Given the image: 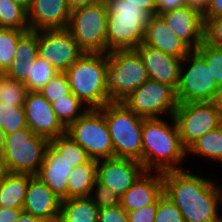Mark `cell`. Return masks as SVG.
Returning <instances> with one entry per match:
<instances>
[{"instance_id": "cell-1", "label": "cell", "mask_w": 222, "mask_h": 222, "mask_svg": "<svg viewBox=\"0 0 222 222\" xmlns=\"http://www.w3.org/2000/svg\"><path fill=\"white\" fill-rule=\"evenodd\" d=\"M164 194L181 211L185 222H220L222 188L187 169L163 173Z\"/></svg>"}, {"instance_id": "cell-2", "label": "cell", "mask_w": 222, "mask_h": 222, "mask_svg": "<svg viewBox=\"0 0 222 222\" xmlns=\"http://www.w3.org/2000/svg\"><path fill=\"white\" fill-rule=\"evenodd\" d=\"M170 119L171 124L161 117L143 121L142 164L145 171L183 170L179 166L187 156V149L181 142L174 116Z\"/></svg>"}, {"instance_id": "cell-3", "label": "cell", "mask_w": 222, "mask_h": 222, "mask_svg": "<svg viewBox=\"0 0 222 222\" xmlns=\"http://www.w3.org/2000/svg\"><path fill=\"white\" fill-rule=\"evenodd\" d=\"M107 53H83L66 71L71 92L88 107L110 103L106 87Z\"/></svg>"}, {"instance_id": "cell-4", "label": "cell", "mask_w": 222, "mask_h": 222, "mask_svg": "<svg viewBox=\"0 0 222 222\" xmlns=\"http://www.w3.org/2000/svg\"><path fill=\"white\" fill-rule=\"evenodd\" d=\"M107 5V53L135 50L143 43L151 14L126 0H104Z\"/></svg>"}, {"instance_id": "cell-5", "label": "cell", "mask_w": 222, "mask_h": 222, "mask_svg": "<svg viewBox=\"0 0 222 222\" xmlns=\"http://www.w3.org/2000/svg\"><path fill=\"white\" fill-rule=\"evenodd\" d=\"M107 122L114 147V157L130 158L142 163V128L145 118L122 102H110L100 108Z\"/></svg>"}, {"instance_id": "cell-6", "label": "cell", "mask_w": 222, "mask_h": 222, "mask_svg": "<svg viewBox=\"0 0 222 222\" xmlns=\"http://www.w3.org/2000/svg\"><path fill=\"white\" fill-rule=\"evenodd\" d=\"M107 60L106 87L110 102H122L149 79L136 50L108 52Z\"/></svg>"}, {"instance_id": "cell-7", "label": "cell", "mask_w": 222, "mask_h": 222, "mask_svg": "<svg viewBox=\"0 0 222 222\" xmlns=\"http://www.w3.org/2000/svg\"><path fill=\"white\" fill-rule=\"evenodd\" d=\"M49 140L23 128L6 135L2 157L9 173L35 176L43 163Z\"/></svg>"}, {"instance_id": "cell-8", "label": "cell", "mask_w": 222, "mask_h": 222, "mask_svg": "<svg viewBox=\"0 0 222 222\" xmlns=\"http://www.w3.org/2000/svg\"><path fill=\"white\" fill-rule=\"evenodd\" d=\"M107 18L104 0L71 11L68 29L84 53H107Z\"/></svg>"}, {"instance_id": "cell-9", "label": "cell", "mask_w": 222, "mask_h": 222, "mask_svg": "<svg viewBox=\"0 0 222 222\" xmlns=\"http://www.w3.org/2000/svg\"><path fill=\"white\" fill-rule=\"evenodd\" d=\"M66 134L86 151L90 159L98 161L114 157V147L101 109H88L66 129Z\"/></svg>"}, {"instance_id": "cell-10", "label": "cell", "mask_w": 222, "mask_h": 222, "mask_svg": "<svg viewBox=\"0 0 222 222\" xmlns=\"http://www.w3.org/2000/svg\"><path fill=\"white\" fill-rule=\"evenodd\" d=\"M185 65H188L187 69ZM218 89L205 60L192 50L182 59L179 85L176 90L177 102L212 101Z\"/></svg>"}, {"instance_id": "cell-11", "label": "cell", "mask_w": 222, "mask_h": 222, "mask_svg": "<svg viewBox=\"0 0 222 222\" xmlns=\"http://www.w3.org/2000/svg\"><path fill=\"white\" fill-rule=\"evenodd\" d=\"M122 103L145 119L174 116L178 102L176 91L169 85L148 79ZM160 115V116H159Z\"/></svg>"}, {"instance_id": "cell-12", "label": "cell", "mask_w": 222, "mask_h": 222, "mask_svg": "<svg viewBox=\"0 0 222 222\" xmlns=\"http://www.w3.org/2000/svg\"><path fill=\"white\" fill-rule=\"evenodd\" d=\"M174 118L186 149L221 123V117L212 101L178 103Z\"/></svg>"}, {"instance_id": "cell-13", "label": "cell", "mask_w": 222, "mask_h": 222, "mask_svg": "<svg viewBox=\"0 0 222 222\" xmlns=\"http://www.w3.org/2000/svg\"><path fill=\"white\" fill-rule=\"evenodd\" d=\"M83 53L68 28L38 31L37 55L59 72H65Z\"/></svg>"}, {"instance_id": "cell-14", "label": "cell", "mask_w": 222, "mask_h": 222, "mask_svg": "<svg viewBox=\"0 0 222 222\" xmlns=\"http://www.w3.org/2000/svg\"><path fill=\"white\" fill-rule=\"evenodd\" d=\"M144 172L138 160L112 157L97 161L96 179L121 197Z\"/></svg>"}, {"instance_id": "cell-15", "label": "cell", "mask_w": 222, "mask_h": 222, "mask_svg": "<svg viewBox=\"0 0 222 222\" xmlns=\"http://www.w3.org/2000/svg\"><path fill=\"white\" fill-rule=\"evenodd\" d=\"M27 127L48 140L66 134V128L58 120L51 103L39 92L29 91L23 105Z\"/></svg>"}, {"instance_id": "cell-16", "label": "cell", "mask_w": 222, "mask_h": 222, "mask_svg": "<svg viewBox=\"0 0 222 222\" xmlns=\"http://www.w3.org/2000/svg\"><path fill=\"white\" fill-rule=\"evenodd\" d=\"M141 56L150 80L172 87L179 85L182 59L141 44L135 49Z\"/></svg>"}, {"instance_id": "cell-17", "label": "cell", "mask_w": 222, "mask_h": 222, "mask_svg": "<svg viewBox=\"0 0 222 222\" xmlns=\"http://www.w3.org/2000/svg\"><path fill=\"white\" fill-rule=\"evenodd\" d=\"M166 25L192 50H196L204 41L203 16L188 6L159 15Z\"/></svg>"}, {"instance_id": "cell-18", "label": "cell", "mask_w": 222, "mask_h": 222, "mask_svg": "<svg viewBox=\"0 0 222 222\" xmlns=\"http://www.w3.org/2000/svg\"><path fill=\"white\" fill-rule=\"evenodd\" d=\"M62 199L36 176L29 179L22 210L33 214L43 222L59 220Z\"/></svg>"}, {"instance_id": "cell-19", "label": "cell", "mask_w": 222, "mask_h": 222, "mask_svg": "<svg viewBox=\"0 0 222 222\" xmlns=\"http://www.w3.org/2000/svg\"><path fill=\"white\" fill-rule=\"evenodd\" d=\"M71 11L67 0H33L27 11L30 30L68 28Z\"/></svg>"}, {"instance_id": "cell-20", "label": "cell", "mask_w": 222, "mask_h": 222, "mask_svg": "<svg viewBox=\"0 0 222 222\" xmlns=\"http://www.w3.org/2000/svg\"><path fill=\"white\" fill-rule=\"evenodd\" d=\"M145 171L120 197V206L127 212L155 203L164 193L163 173ZM153 174V175H151Z\"/></svg>"}, {"instance_id": "cell-21", "label": "cell", "mask_w": 222, "mask_h": 222, "mask_svg": "<svg viewBox=\"0 0 222 222\" xmlns=\"http://www.w3.org/2000/svg\"><path fill=\"white\" fill-rule=\"evenodd\" d=\"M143 44L181 59L192 51L158 15L151 16L145 28Z\"/></svg>"}, {"instance_id": "cell-22", "label": "cell", "mask_w": 222, "mask_h": 222, "mask_svg": "<svg viewBox=\"0 0 222 222\" xmlns=\"http://www.w3.org/2000/svg\"><path fill=\"white\" fill-rule=\"evenodd\" d=\"M73 168L48 145L43 163L35 176L63 200L67 199V181Z\"/></svg>"}, {"instance_id": "cell-23", "label": "cell", "mask_w": 222, "mask_h": 222, "mask_svg": "<svg viewBox=\"0 0 222 222\" xmlns=\"http://www.w3.org/2000/svg\"><path fill=\"white\" fill-rule=\"evenodd\" d=\"M38 53V31H27L18 41L16 54L6 76L24 82L31 73L32 65Z\"/></svg>"}, {"instance_id": "cell-24", "label": "cell", "mask_w": 222, "mask_h": 222, "mask_svg": "<svg viewBox=\"0 0 222 222\" xmlns=\"http://www.w3.org/2000/svg\"><path fill=\"white\" fill-rule=\"evenodd\" d=\"M97 161L90 159L87 163L74 167L67 181V199L89 197L96 182Z\"/></svg>"}, {"instance_id": "cell-25", "label": "cell", "mask_w": 222, "mask_h": 222, "mask_svg": "<svg viewBox=\"0 0 222 222\" xmlns=\"http://www.w3.org/2000/svg\"><path fill=\"white\" fill-rule=\"evenodd\" d=\"M98 211L91 196L63 199L58 222H98Z\"/></svg>"}, {"instance_id": "cell-26", "label": "cell", "mask_w": 222, "mask_h": 222, "mask_svg": "<svg viewBox=\"0 0 222 222\" xmlns=\"http://www.w3.org/2000/svg\"><path fill=\"white\" fill-rule=\"evenodd\" d=\"M30 174L9 173L0 183V207L23 208Z\"/></svg>"}, {"instance_id": "cell-27", "label": "cell", "mask_w": 222, "mask_h": 222, "mask_svg": "<svg viewBox=\"0 0 222 222\" xmlns=\"http://www.w3.org/2000/svg\"><path fill=\"white\" fill-rule=\"evenodd\" d=\"M199 155L222 162V127L221 125L195 140L188 148L187 154Z\"/></svg>"}, {"instance_id": "cell-28", "label": "cell", "mask_w": 222, "mask_h": 222, "mask_svg": "<svg viewBox=\"0 0 222 222\" xmlns=\"http://www.w3.org/2000/svg\"><path fill=\"white\" fill-rule=\"evenodd\" d=\"M49 146L72 167L83 165L90 160L86 151L67 134L50 139Z\"/></svg>"}, {"instance_id": "cell-29", "label": "cell", "mask_w": 222, "mask_h": 222, "mask_svg": "<svg viewBox=\"0 0 222 222\" xmlns=\"http://www.w3.org/2000/svg\"><path fill=\"white\" fill-rule=\"evenodd\" d=\"M51 105L58 120L66 129L88 110V107H86V105L83 104L72 92L66 95L65 98L53 101ZM82 108H85L86 110H83Z\"/></svg>"}, {"instance_id": "cell-30", "label": "cell", "mask_w": 222, "mask_h": 222, "mask_svg": "<svg viewBox=\"0 0 222 222\" xmlns=\"http://www.w3.org/2000/svg\"><path fill=\"white\" fill-rule=\"evenodd\" d=\"M0 27L30 30L27 11L13 0H0Z\"/></svg>"}, {"instance_id": "cell-31", "label": "cell", "mask_w": 222, "mask_h": 222, "mask_svg": "<svg viewBox=\"0 0 222 222\" xmlns=\"http://www.w3.org/2000/svg\"><path fill=\"white\" fill-rule=\"evenodd\" d=\"M27 31L0 27V71L6 72L10 67L18 41Z\"/></svg>"}, {"instance_id": "cell-32", "label": "cell", "mask_w": 222, "mask_h": 222, "mask_svg": "<svg viewBox=\"0 0 222 222\" xmlns=\"http://www.w3.org/2000/svg\"><path fill=\"white\" fill-rule=\"evenodd\" d=\"M58 72L49 62L37 56L31 73L23 83L28 91L39 92Z\"/></svg>"}, {"instance_id": "cell-33", "label": "cell", "mask_w": 222, "mask_h": 222, "mask_svg": "<svg viewBox=\"0 0 222 222\" xmlns=\"http://www.w3.org/2000/svg\"><path fill=\"white\" fill-rule=\"evenodd\" d=\"M0 128L5 131V135H10L17 130L28 128L24 107L0 102Z\"/></svg>"}, {"instance_id": "cell-34", "label": "cell", "mask_w": 222, "mask_h": 222, "mask_svg": "<svg viewBox=\"0 0 222 222\" xmlns=\"http://www.w3.org/2000/svg\"><path fill=\"white\" fill-rule=\"evenodd\" d=\"M195 51L205 60L217 86L222 87V47L212 46L203 41Z\"/></svg>"}, {"instance_id": "cell-35", "label": "cell", "mask_w": 222, "mask_h": 222, "mask_svg": "<svg viewBox=\"0 0 222 222\" xmlns=\"http://www.w3.org/2000/svg\"><path fill=\"white\" fill-rule=\"evenodd\" d=\"M50 103L65 98L71 93L69 80L65 72H58L40 91Z\"/></svg>"}, {"instance_id": "cell-36", "label": "cell", "mask_w": 222, "mask_h": 222, "mask_svg": "<svg viewBox=\"0 0 222 222\" xmlns=\"http://www.w3.org/2000/svg\"><path fill=\"white\" fill-rule=\"evenodd\" d=\"M28 92L23 82L7 78L0 95V102L23 106Z\"/></svg>"}, {"instance_id": "cell-37", "label": "cell", "mask_w": 222, "mask_h": 222, "mask_svg": "<svg viewBox=\"0 0 222 222\" xmlns=\"http://www.w3.org/2000/svg\"><path fill=\"white\" fill-rule=\"evenodd\" d=\"M154 222H185L178 207L163 193L157 200Z\"/></svg>"}, {"instance_id": "cell-38", "label": "cell", "mask_w": 222, "mask_h": 222, "mask_svg": "<svg viewBox=\"0 0 222 222\" xmlns=\"http://www.w3.org/2000/svg\"><path fill=\"white\" fill-rule=\"evenodd\" d=\"M92 190L95 191L92 192L95 193L96 196L91 194V198L99 210L120 205V197L110 188L99 183L97 180Z\"/></svg>"}, {"instance_id": "cell-39", "label": "cell", "mask_w": 222, "mask_h": 222, "mask_svg": "<svg viewBox=\"0 0 222 222\" xmlns=\"http://www.w3.org/2000/svg\"><path fill=\"white\" fill-rule=\"evenodd\" d=\"M203 20L204 41L212 46L222 47V16Z\"/></svg>"}, {"instance_id": "cell-40", "label": "cell", "mask_w": 222, "mask_h": 222, "mask_svg": "<svg viewBox=\"0 0 222 222\" xmlns=\"http://www.w3.org/2000/svg\"><path fill=\"white\" fill-rule=\"evenodd\" d=\"M98 222H129L128 213L120 205L98 211Z\"/></svg>"}, {"instance_id": "cell-41", "label": "cell", "mask_w": 222, "mask_h": 222, "mask_svg": "<svg viewBox=\"0 0 222 222\" xmlns=\"http://www.w3.org/2000/svg\"><path fill=\"white\" fill-rule=\"evenodd\" d=\"M157 212V201L140 209L127 212L129 222H154Z\"/></svg>"}, {"instance_id": "cell-42", "label": "cell", "mask_w": 222, "mask_h": 222, "mask_svg": "<svg viewBox=\"0 0 222 222\" xmlns=\"http://www.w3.org/2000/svg\"><path fill=\"white\" fill-rule=\"evenodd\" d=\"M187 6L185 0H157L155 15H161L165 12Z\"/></svg>"}, {"instance_id": "cell-43", "label": "cell", "mask_w": 222, "mask_h": 222, "mask_svg": "<svg viewBox=\"0 0 222 222\" xmlns=\"http://www.w3.org/2000/svg\"><path fill=\"white\" fill-rule=\"evenodd\" d=\"M22 208L0 207V222H14L22 212Z\"/></svg>"}, {"instance_id": "cell-44", "label": "cell", "mask_w": 222, "mask_h": 222, "mask_svg": "<svg viewBox=\"0 0 222 222\" xmlns=\"http://www.w3.org/2000/svg\"><path fill=\"white\" fill-rule=\"evenodd\" d=\"M220 16H222V0H210L203 18H217Z\"/></svg>"}, {"instance_id": "cell-45", "label": "cell", "mask_w": 222, "mask_h": 222, "mask_svg": "<svg viewBox=\"0 0 222 222\" xmlns=\"http://www.w3.org/2000/svg\"><path fill=\"white\" fill-rule=\"evenodd\" d=\"M126 3L137 5L140 9L149 12L151 15H155L157 0H126Z\"/></svg>"}, {"instance_id": "cell-46", "label": "cell", "mask_w": 222, "mask_h": 222, "mask_svg": "<svg viewBox=\"0 0 222 222\" xmlns=\"http://www.w3.org/2000/svg\"><path fill=\"white\" fill-rule=\"evenodd\" d=\"M188 7L198 11L202 16L207 12L210 0H185Z\"/></svg>"}, {"instance_id": "cell-47", "label": "cell", "mask_w": 222, "mask_h": 222, "mask_svg": "<svg viewBox=\"0 0 222 222\" xmlns=\"http://www.w3.org/2000/svg\"><path fill=\"white\" fill-rule=\"evenodd\" d=\"M103 0H67V3L69 5V8L71 10H74L76 8L82 7V6H89L94 5Z\"/></svg>"}, {"instance_id": "cell-48", "label": "cell", "mask_w": 222, "mask_h": 222, "mask_svg": "<svg viewBox=\"0 0 222 222\" xmlns=\"http://www.w3.org/2000/svg\"><path fill=\"white\" fill-rule=\"evenodd\" d=\"M212 103L214 104L220 117H222V87H219V89L215 93Z\"/></svg>"}, {"instance_id": "cell-49", "label": "cell", "mask_w": 222, "mask_h": 222, "mask_svg": "<svg viewBox=\"0 0 222 222\" xmlns=\"http://www.w3.org/2000/svg\"><path fill=\"white\" fill-rule=\"evenodd\" d=\"M14 222H43V221L35 217L33 214L23 210L18 219L15 220Z\"/></svg>"}, {"instance_id": "cell-50", "label": "cell", "mask_w": 222, "mask_h": 222, "mask_svg": "<svg viewBox=\"0 0 222 222\" xmlns=\"http://www.w3.org/2000/svg\"><path fill=\"white\" fill-rule=\"evenodd\" d=\"M9 174L6 163L2 157V154H0V183L5 179V177Z\"/></svg>"}, {"instance_id": "cell-51", "label": "cell", "mask_w": 222, "mask_h": 222, "mask_svg": "<svg viewBox=\"0 0 222 222\" xmlns=\"http://www.w3.org/2000/svg\"><path fill=\"white\" fill-rule=\"evenodd\" d=\"M16 4L20 5L23 9L28 11L31 8L33 0H13Z\"/></svg>"}, {"instance_id": "cell-52", "label": "cell", "mask_w": 222, "mask_h": 222, "mask_svg": "<svg viewBox=\"0 0 222 222\" xmlns=\"http://www.w3.org/2000/svg\"><path fill=\"white\" fill-rule=\"evenodd\" d=\"M5 131L0 128V154H2L4 150V140H5Z\"/></svg>"}, {"instance_id": "cell-53", "label": "cell", "mask_w": 222, "mask_h": 222, "mask_svg": "<svg viewBox=\"0 0 222 222\" xmlns=\"http://www.w3.org/2000/svg\"><path fill=\"white\" fill-rule=\"evenodd\" d=\"M8 77L4 71H0V95L4 87V83Z\"/></svg>"}]
</instances>
